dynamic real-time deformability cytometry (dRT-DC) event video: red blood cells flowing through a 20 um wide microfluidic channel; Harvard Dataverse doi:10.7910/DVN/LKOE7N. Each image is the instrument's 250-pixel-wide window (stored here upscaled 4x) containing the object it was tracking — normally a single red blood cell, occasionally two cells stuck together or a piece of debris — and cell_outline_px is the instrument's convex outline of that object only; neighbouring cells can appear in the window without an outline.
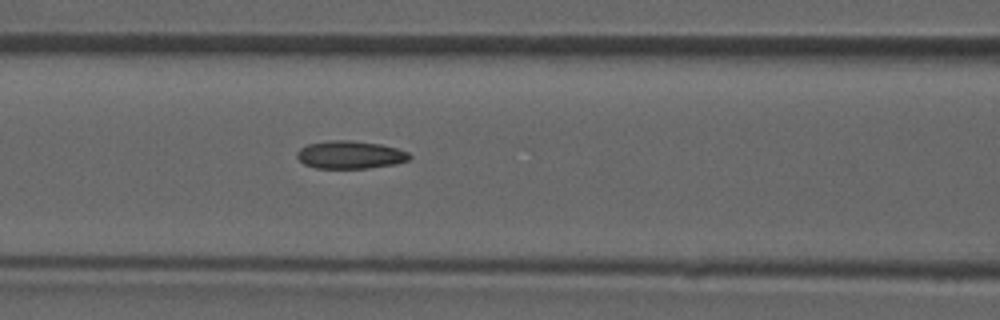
{"species": "common noctule bat (a hibernating species)", "species_latin": "Nyctalus noctula", "temperature_condition": "room temperature", "stored_images_in_passage": 40, "camera_frame_rate_fps": 3000, "um_per_image_px": 0.085, "animal": {"sex": "male", "forearm_length_mm": 52.5}, "frame": {"image": 1, "passage_image": 12, "time_ms": 3.667, "image_size_px": [1000, 320], "cell_outline_px": [[412, 156], [408, 160], [396, 164], [368, 168], [316, 168], [304, 164], [296, 156], [296, 152], [300, 148], [308, 144], [328, 140], [348, 140], [380, 144], [396, 148], [408, 152]], "centroid_in_image_um": [29.75, 13.15], "position_along_channel_um": 136.8, "area_um2": 18.26}}